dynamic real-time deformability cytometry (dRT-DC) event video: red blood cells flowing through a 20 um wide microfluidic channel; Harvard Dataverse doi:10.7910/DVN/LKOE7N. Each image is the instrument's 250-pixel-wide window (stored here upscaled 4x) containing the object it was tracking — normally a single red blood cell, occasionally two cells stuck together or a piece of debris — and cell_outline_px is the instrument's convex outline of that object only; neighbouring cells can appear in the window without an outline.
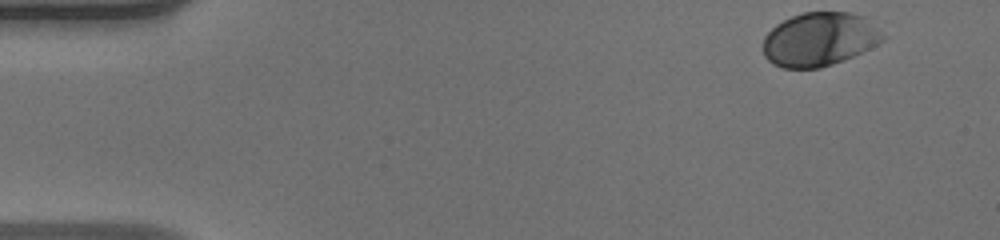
{"species": "human", "species_latin": "Homo sapiens", "temperature_condition": "warm", "stored_images_in_passage": 9, "camera_frame_rate_fps": 3000, "um_per_image_px": 0.085, "donor": {"sex": "male"}, "frame": {"image": 1, "passage_image": 1, "time_ms": 0.0, "image_size_px": [1000, 240], "cell_outline_px": [[888, 36], [884, 40], [844, 60], [820, 68], [784, 68], [772, 64], [764, 56], [764, 36], [776, 24], [792, 16], [804, 12], [848, 12], [864, 16]], "centroid_in_image_um": [69.66, 3.34], "position_along_channel_um": 15.3, "area_um2": 37.45}}